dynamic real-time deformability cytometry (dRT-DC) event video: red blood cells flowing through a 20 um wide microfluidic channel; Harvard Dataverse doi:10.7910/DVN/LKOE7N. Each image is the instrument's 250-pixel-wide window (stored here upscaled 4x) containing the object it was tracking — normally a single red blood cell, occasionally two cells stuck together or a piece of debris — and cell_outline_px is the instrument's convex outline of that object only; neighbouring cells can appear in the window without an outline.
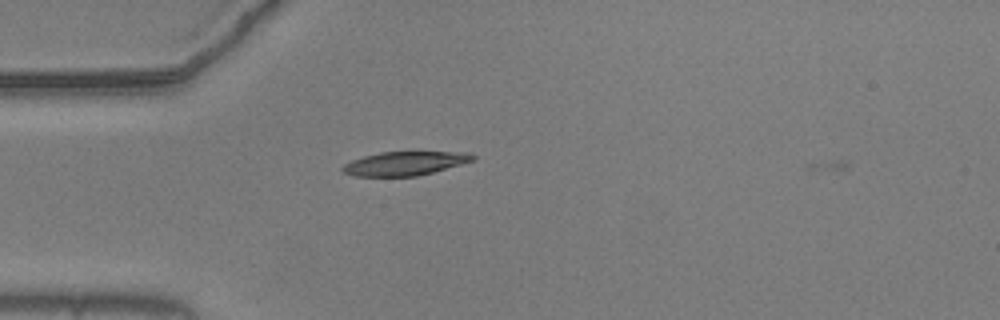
{"species": "common noctule bat (a hibernating species)", "species_latin": "Nyctalus noctula", "temperature_condition": "warm", "stored_images_in_passage": 42, "camera_frame_rate_fps": 3000, "um_per_image_px": 0.085, "animal": {"sex": "male", "body_mass_g": 20.5, "forearm_length_mm": 52.5}, "frame": {"image": 1, "passage_image": 2, "time_ms": 0.333, "image_size_px": [1000, 320], "cell_outline_px": [[476, 160], [432, 172], [416, 176], [352, 176], [344, 172], [340, 168], [344, 164], [352, 160], [364, 156], [380, 152], [472, 152], [476, 156]], "centroid_in_image_um": [34.43, 13.88], "position_along_channel_um": 50.6, "area_um2": 18.09}}
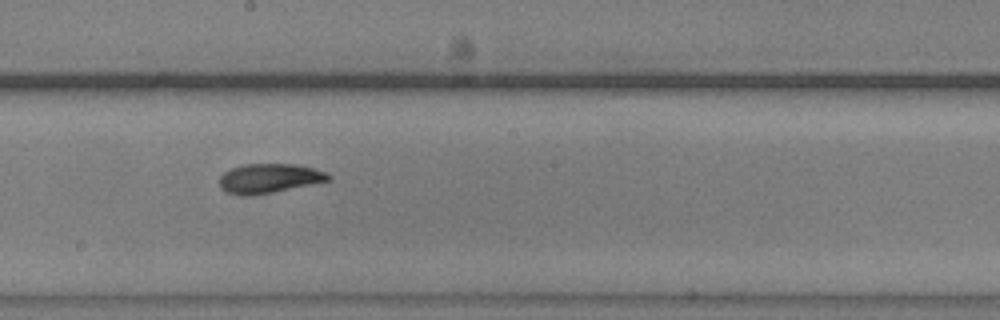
{"frame": {"image": 2, "passage_image": 17, "time_ms": 5.333, "image_size_px": [1000, 320], "cell_outline_px": [[332, 176], [328, 180], [272, 192], [252, 196], [240, 196], [224, 192], [220, 188], [220, 176], [224, 172], [232, 168], [244, 164], [296, 164], [312, 168], [324, 172]], "centroid_in_image_um": [22.79, 15.17], "position_along_channel_um": 225.4, "area_um2": 18.5}}
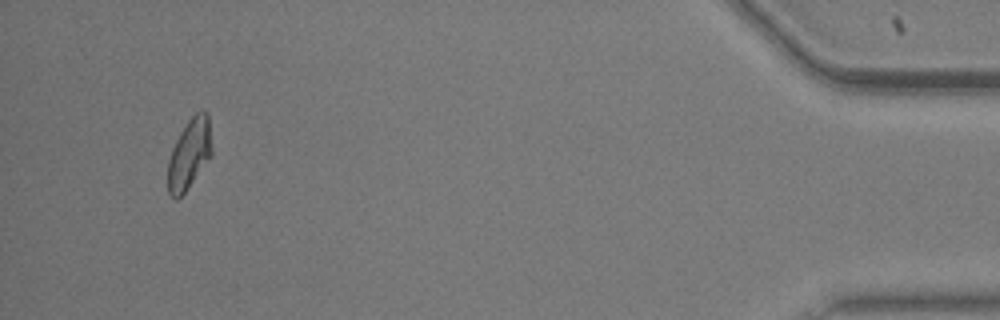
{"frame": {"image": 3, "passage_image": 39, "time_ms": 12.667, "image_size_px": [1000, 320], "cell_outline_px": [[212, 152], [184, 192], [176, 200], [168, 192], [168, 160], [172, 148], [180, 132], [188, 120], [200, 108], [204, 108], [208, 112], [212, 148]], "centroid_in_image_um": [16.09, 13.0], "position_along_channel_um": 419.1, "area_um2": 17.69}, "authors_computed_cell_mechanics": {"area_um2": 18.1492, "velocity_mm_per_s": 3.6714, "shape_relaxation_time_tau1_ms": 3.2974, "shape_relaxation_time_tau2_ms": 2.9061, "deformation_change_tau1": 0.139, "deformation_change_tau2": 0.0674}}